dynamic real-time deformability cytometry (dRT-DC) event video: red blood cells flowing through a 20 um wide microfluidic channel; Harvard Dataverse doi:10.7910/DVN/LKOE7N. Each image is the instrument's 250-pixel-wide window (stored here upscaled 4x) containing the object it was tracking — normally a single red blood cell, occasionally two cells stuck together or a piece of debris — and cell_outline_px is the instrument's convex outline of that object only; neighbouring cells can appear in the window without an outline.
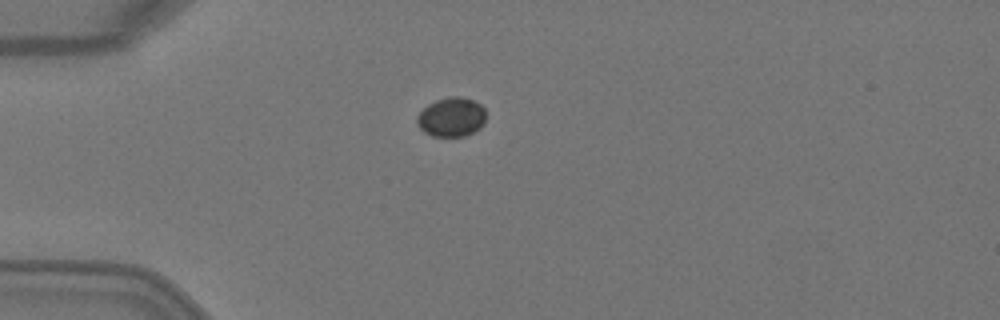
{"species": "Egyptian fruit bat (a non-hibernating species)", "species_latin": "Rousettus aegyptiacus", "temperature_condition": "warm", "stored_images_in_passage": 2, "camera_frame_rate_fps": 3000, "um_per_image_px": 0.085, "animal": {"sex": "female"}, "frame": {"image": 1, "passage_image": 1, "time_ms": 0.0, "image_size_px": [1000, 320], "cell_outline_px": [[484, 124], [480, 128], [464, 136], [432, 136], [424, 132], [416, 124], [416, 116], [428, 104], [436, 100], [448, 96], [460, 96], [472, 100], [480, 104], [484, 108]], "centroid_in_image_um": [38.35, 9.95], "position_along_channel_um": 46.7, "area_um2": 15.78}}
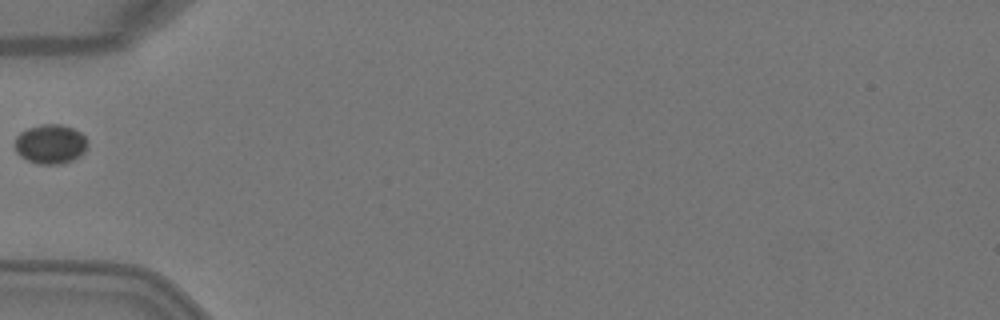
{"frame": {"image": 2, "passage_image": 2, "time_ms": 0.333, "image_size_px": [1000, 320], "cell_outline_px": [[88, 144], [84, 152], [80, 156], [72, 160], [60, 164], [36, 164], [20, 156], [16, 152], [16, 136], [20, 132], [28, 128], [40, 124], [60, 124], [72, 128], [80, 132], [88, 140]], "centroid_in_image_um": [4.3, 12.24], "position_along_channel_um": 80.7, "area_um2": 16.76}}